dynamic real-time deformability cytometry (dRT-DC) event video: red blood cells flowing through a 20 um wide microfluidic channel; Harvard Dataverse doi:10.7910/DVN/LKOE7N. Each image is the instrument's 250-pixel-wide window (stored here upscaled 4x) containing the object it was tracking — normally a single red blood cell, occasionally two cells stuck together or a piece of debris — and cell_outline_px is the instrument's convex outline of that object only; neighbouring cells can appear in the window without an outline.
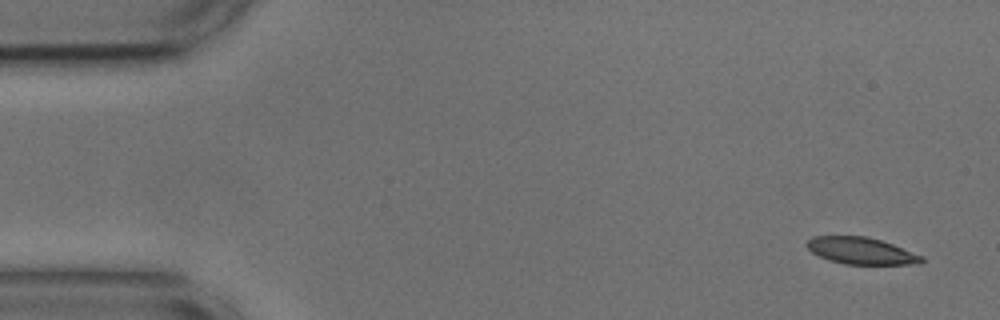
{"species": "common noctule bat (a hibernating species)", "species_latin": "Nyctalus noctula", "temperature_condition": "cold", "stored_images_in_passage": 53, "camera_frame_rate_fps": 3000, "um_per_image_px": 0.085, "animal": {"sex": "male", "body_mass_g": 17.9, "forearm_length_mm": 54.2}, "frame": {"image": 1, "passage_image": 1, "time_ms": 0.0, "image_size_px": [1000, 320], "cell_outline_px": [[924, 260], [920, 264], [844, 264], [828, 260], [812, 252], [804, 244], [812, 236], [864, 236], [880, 240], [892, 244], [924, 256]], "centroid_in_image_um": [73.19, 21.32], "position_along_channel_um": 11.8, "area_um2": 17.92}}
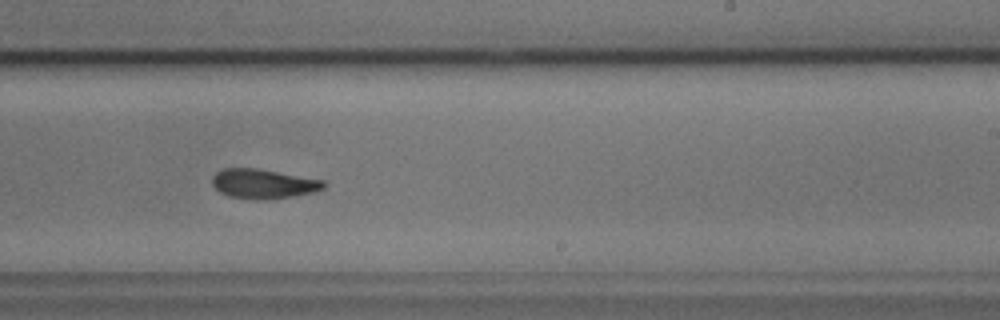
{"frame": {"image": 2, "passage_image": 31, "time_ms": 10.0, "image_size_px": [1000, 320], "cell_outline_px": [[328, 184], [324, 188], [312, 192], [292, 196], [260, 200], [256, 200], [228, 196], [220, 192], [212, 184], [212, 176], [220, 168], [256, 168], [324, 180]], "centroid_in_image_um": [22.36, 15.61], "position_along_channel_um": 266.6, "area_um2": 19.19}}
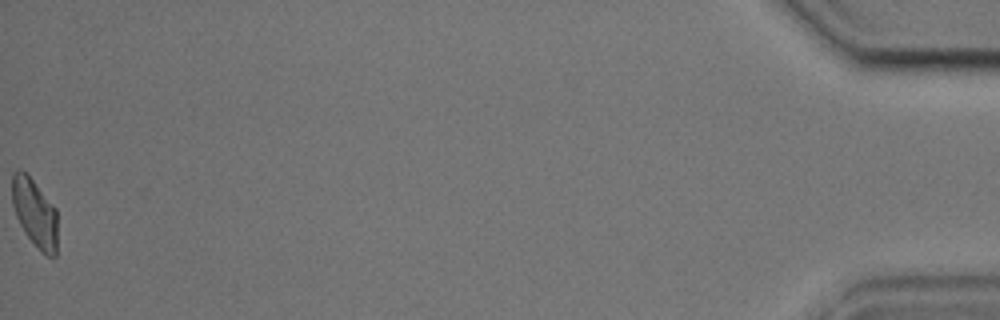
{"frame": {"image": 3, "passage_image": 53, "time_ms": 17.333, "image_size_px": [1000, 320], "cell_outline_px": [[56, 256], [48, 256], [40, 252], [24, 232], [16, 216], [12, 204], [12, 172], [16, 168], [20, 168], [32, 180], [56, 208]], "centroid_in_image_um": [2.93, 18.09], "position_along_channel_um": 432.3, "area_um2": 17.98}, "authors_computed_cell_mechanics": {"area_um2": 19.0162, "velocity_mm_per_s": 3.6465, "shape_relaxation_time_tau1_ms": 3.9428, "shape_relaxation_time_tau2_ms": 4.4729, "deformation_change_tau1": 0.1391, "deformation_change_tau2": 0.1132}}